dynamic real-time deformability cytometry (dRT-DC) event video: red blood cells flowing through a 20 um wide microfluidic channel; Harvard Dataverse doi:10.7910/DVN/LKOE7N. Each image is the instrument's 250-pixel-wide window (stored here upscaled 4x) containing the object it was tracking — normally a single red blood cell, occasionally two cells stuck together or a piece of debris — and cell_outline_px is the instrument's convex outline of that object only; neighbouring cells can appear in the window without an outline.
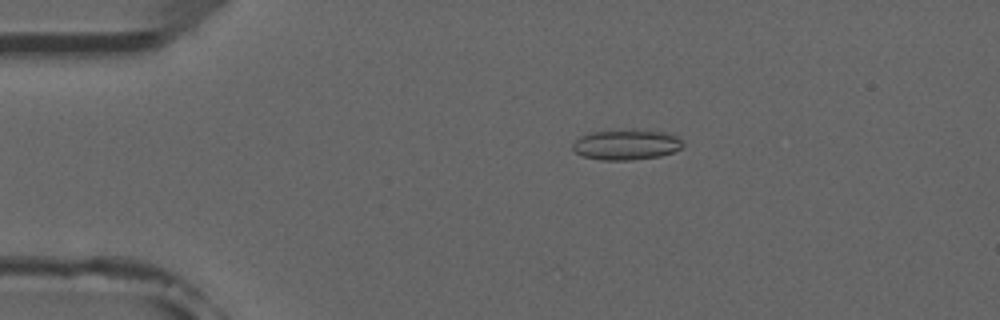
{"species": "common noctule bat (a hibernating species)", "species_latin": "Nyctalus noctula", "temperature_condition": "room temperature", "stored_images_in_passage": 4, "camera_frame_rate_fps": 3000, "um_per_image_px": 0.085, "animal": {"sex": "male", "forearm_length_mm": 52.5}, "frame": {"image": 1, "passage_image": 2, "time_ms": 1.333, "image_size_px": [1000, 320], "cell_outline_px": [[684, 144], [680, 148], [672, 152], [660, 156], [632, 160], [600, 160], [584, 156], [576, 152], [572, 148], [572, 144], [580, 136], [592, 132], [632, 128], [664, 132], [676, 136]], "centroid_in_image_um": [53.22, 12.28], "position_along_channel_um": 31.8, "area_um2": 19.65}}